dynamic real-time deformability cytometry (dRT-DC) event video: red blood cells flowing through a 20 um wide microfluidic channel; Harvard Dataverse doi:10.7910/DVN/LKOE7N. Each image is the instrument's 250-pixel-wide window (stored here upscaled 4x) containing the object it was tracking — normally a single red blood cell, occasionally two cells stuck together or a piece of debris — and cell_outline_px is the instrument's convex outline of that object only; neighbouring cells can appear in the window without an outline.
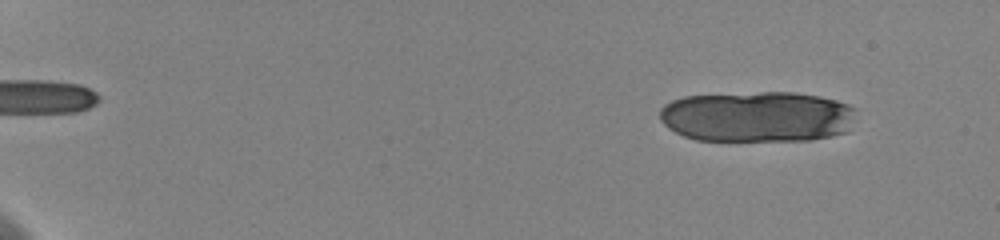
{"species": "human", "species_latin": "Homo sapiens", "temperature_condition": "cold", "stored_images_in_passage": 23, "camera_frame_rate_fps": 3000, "um_per_image_px": 0.085, "donor": {"sex": "female"}, "frame": {"image": 1, "passage_image": 6, "time_ms": 1.667, "image_size_px": [1000, 240], "cell_outline_px": [[856, 108], [848, 132], [832, 136], [812, 140], [696, 140], [684, 136], [668, 128], [660, 120], [660, 108], [664, 104], [672, 100], [684, 96], [760, 92], [796, 92], [820, 96], [836, 100], [848, 104]], "centroid_in_image_um": [64.37, 9.91], "position_along_channel_um": 20.6, "area_um2": 58.49}}